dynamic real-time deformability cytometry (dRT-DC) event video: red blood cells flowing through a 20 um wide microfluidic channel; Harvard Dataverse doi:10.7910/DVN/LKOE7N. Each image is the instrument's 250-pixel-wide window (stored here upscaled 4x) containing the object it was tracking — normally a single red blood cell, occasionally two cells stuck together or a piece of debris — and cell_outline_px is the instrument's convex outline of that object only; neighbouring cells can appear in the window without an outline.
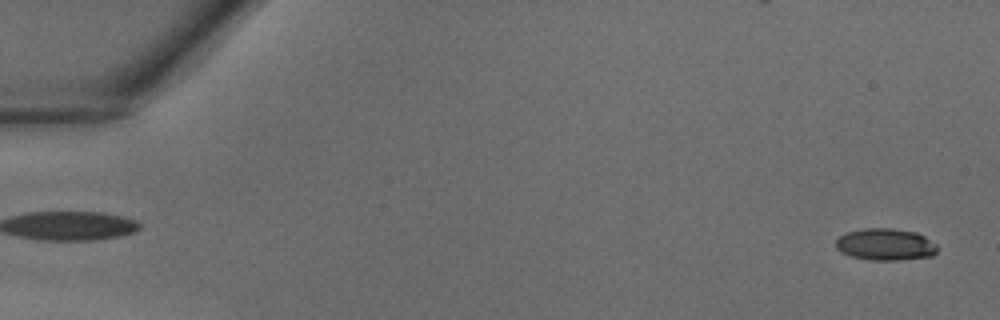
{"species": "common noctule bat (a hibernating species)", "species_latin": "Nyctalus noctula", "temperature_condition": "warm", "stored_images_in_passage": 41, "camera_frame_rate_fps": 3000, "um_per_image_px": 0.085, "animal": {"sex": "male", "body_mass_g": 18.8}, "frame": {"image": 1, "passage_image": 1, "time_ms": 0.0, "image_size_px": [1000, 320], "cell_outline_px": [[940, 248], [932, 256], [900, 260], [868, 260], [852, 256], [840, 252], [836, 248], [836, 240], [840, 236], [848, 232], [864, 228], [892, 228], [916, 232], [924, 236], [936, 244]], "centroid_in_image_um": [75.28, 20.78], "position_along_channel_um": 9.7, "area_um2": 18.96}}
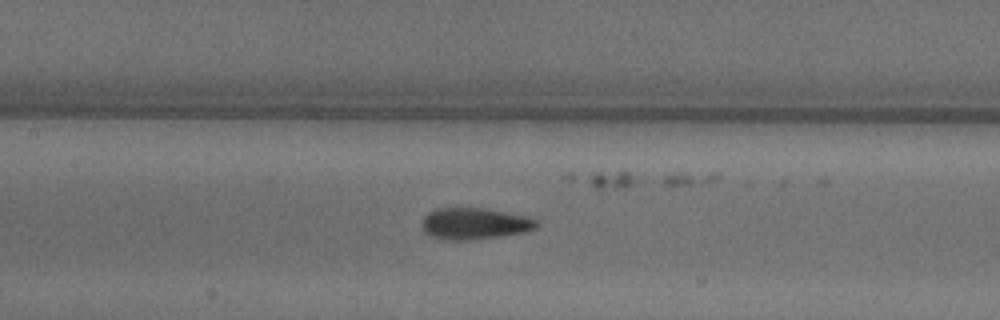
{"frame": {"image": 2, "passage_image": 19, "time_ms": 6.0, "image_size_px": [1000, 320], "cell_outline_px": [[540, 224], [536, 228], [524, 232], [500, 236], [464, 240], [456, 240], [432, 236], [424, 232], [420, 224], [424, 216], [428, 212], [436, 208], [484, 208], [528, 216], [536, 220]], "centroid_in_image_um": [40.34, 18.99], "position_along_channel_um": 167.1, "area_um2": 20.98}}
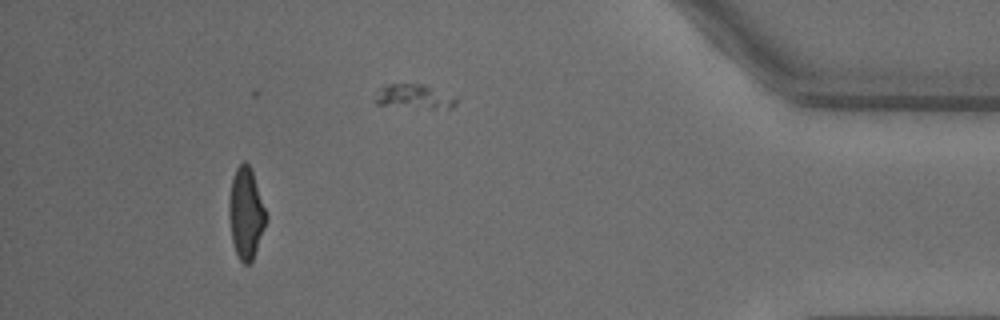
{"frame": {"image": 3, "passage_image": 37, "time_ms": 12.0, "image_size_px": [1000, 320], "cell_outline_px": [[268, 220], [252, 260], [248, 264], [244, 264], [240, 260], [232, 244], [228, 216], [228, 204], [232, 176], [236, 168], [244, 160], [248, 164], [252, 172], [268, 216]], "centroid_in_image_um": [20.89, 18.13], "position_along_channel_um": 414.3, "area_um2": 19.83}}